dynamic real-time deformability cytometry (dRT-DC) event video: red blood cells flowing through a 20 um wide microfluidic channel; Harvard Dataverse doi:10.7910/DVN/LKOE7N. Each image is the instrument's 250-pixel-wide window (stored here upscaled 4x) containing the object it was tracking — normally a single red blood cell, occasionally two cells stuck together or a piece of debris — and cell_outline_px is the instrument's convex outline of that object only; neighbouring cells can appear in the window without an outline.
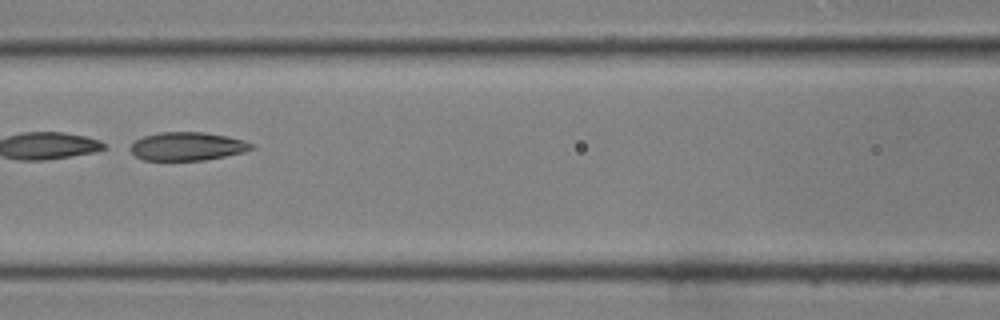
{"species": "common noctule bat (a hibernating species)", "species_latin": "Nyctalus noctula", "temperature_condition": "room temperature", "stored_images_in_passage": 42, "camera_frame_rate_fps": 3000, "um_per_image_px": 0.085, "animal": {"sex": "male", "body_mass_g": 19.0, "forearm_length_mm": 50.8}, "frame": {"image": 1, "passage_image": 20, "time_ms": 6.333, "image_size_px": [1000, 320], "cell_outline_px": [[256, 148], [244, 152], [204, 160], [144, 160], [136, 156], [124, 148], [136, 140], [144, 136], [160, 132], [204, 132], [228, 136], [244, 140], [252, 144]], "centroid_in_image_um": [15.88, 12.43], "position_along_channel_um": 150.7, "area_um2": 20.23}}
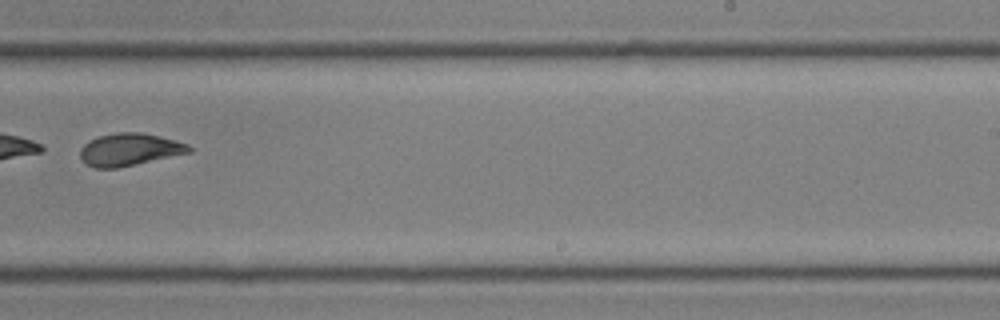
{"frame": {"image": 2, "passage_image": 28, "time_ms": 9.0, "image_size_px": [1000, 320], "cell_outline_px": [[192, 152], [116, 168], [96, 168], [88, 164], [80, 156], [80, 148], [84, 144], [100, 136], [120, 132], [140, 132], [160, 136], [188, 144], [192, 148]], "centroid_in_image_um": [11.03, 12.71], "position_along_channel_um": 278.0, "area_um2": 20.23}}
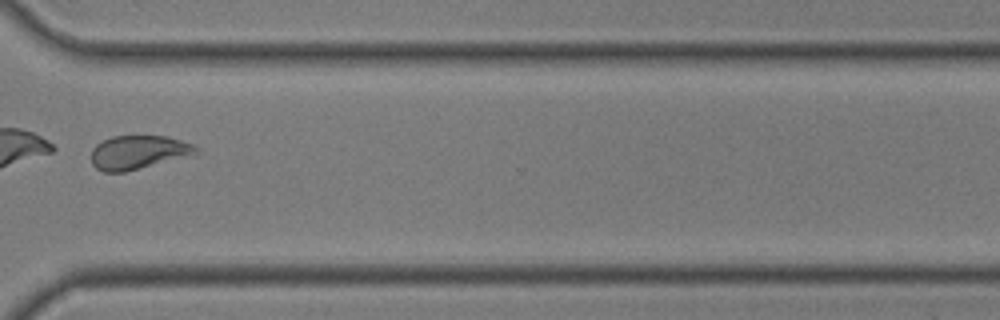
{"frame": {"image": 3, "passage_image": 33, "time_ms": 10.667, "image_size_px": [1000, 320], "cell_outline_px": [[200, 152], [124, 172], [104, 172], [96, 168], [92, 164], [92, 148], [96, 144], [112, 136], [168, 136], [192, 144], [200, 148]], "centroid_in_image_um": [11.73, 12.93], "position_along_channel_um": 358.9, "area_um2": 20.29}}